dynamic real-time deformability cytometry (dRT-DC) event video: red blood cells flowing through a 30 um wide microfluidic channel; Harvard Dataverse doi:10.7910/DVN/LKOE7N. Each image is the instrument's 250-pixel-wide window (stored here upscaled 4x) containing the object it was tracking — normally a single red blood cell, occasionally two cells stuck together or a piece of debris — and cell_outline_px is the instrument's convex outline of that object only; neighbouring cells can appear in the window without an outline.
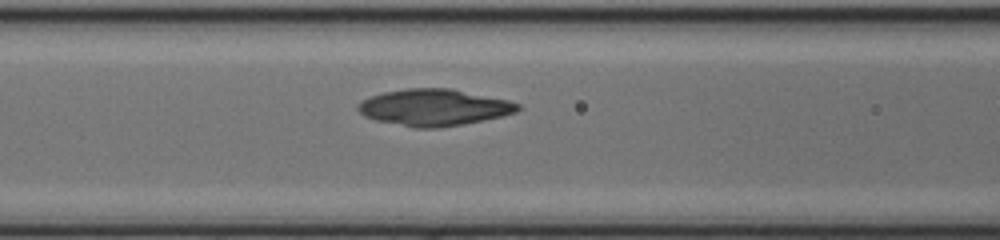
{"species": "common noctule bat (a hibernating species)", "species_latin": "Nyctalus noctula", "temperature_condition": "cold", "stored_images_in_passage": 34, "camera_frame_rate_fps": 3000, "um_per_image_px": 0.085, "animal": {"sex": "female", "body_mass_g": 17.0, "forearm_length_mm": 48.0}, "frame": {"image": 1, "passage_image": 5, "time_ms": 1.333, "image_size_px": [1000, 240], "cell_outline_px": [[520, 108], [516, 112], [500, 116], [440, 128], [412, 128], [376, 120], [364, 116], [356, 108], [364, 100], [372, 96], [384, 92], [408, 88], [452, 88], [508, 100], [520, 104]], "centroid_in_image_um": [36.88, 9.13], "position_along_channel_um": 129.7, "area_um2": 33.81}}
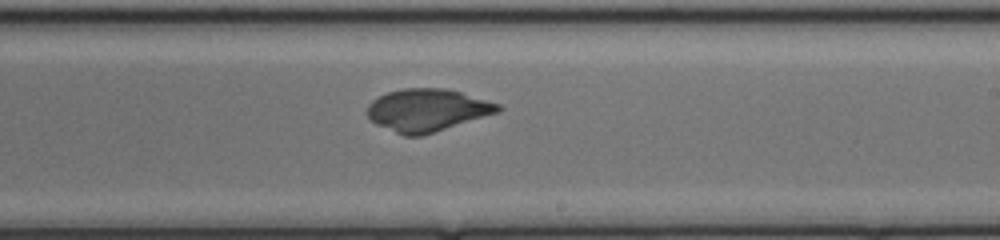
{"frame": {"image": 2, "passage_image": 14, "time_ms": 4.333, "image_size_px": [1000, 240], "cell_outline_px": [[504, 108], [500, 112], [420, 136], [404, 136], [376, 124], [368, 116], [368, 104], [372, 100], [388, 92], [404, 88], [444, 88], [460, 92], [500, 104]], "centroid_in_image_um": [36.33, 9.36], "position_along_channel_um": 252.7, "area_um2": 32.14}}
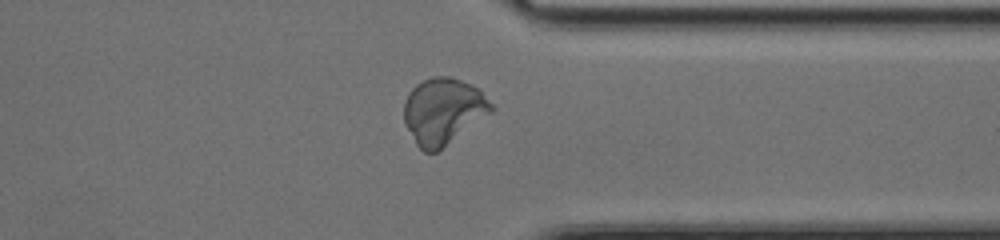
{"frame": {"image": 3, "passage_image": 23, "time_ms": 7.333, "image_size_px": [1000, 240], "cell_outline_px": [[496, 108], [492, 112], [436, 152], [424, 152], [416, 144], [404, 120], [404, 100], [408, 92], [416, 84], [432, 76], [452, 76], [472, 84], [480, 88]], "centroid_in_image_um": [37.69, 9.4], "position_along_channel_um": 373.7, "area_um2": 33.81}}